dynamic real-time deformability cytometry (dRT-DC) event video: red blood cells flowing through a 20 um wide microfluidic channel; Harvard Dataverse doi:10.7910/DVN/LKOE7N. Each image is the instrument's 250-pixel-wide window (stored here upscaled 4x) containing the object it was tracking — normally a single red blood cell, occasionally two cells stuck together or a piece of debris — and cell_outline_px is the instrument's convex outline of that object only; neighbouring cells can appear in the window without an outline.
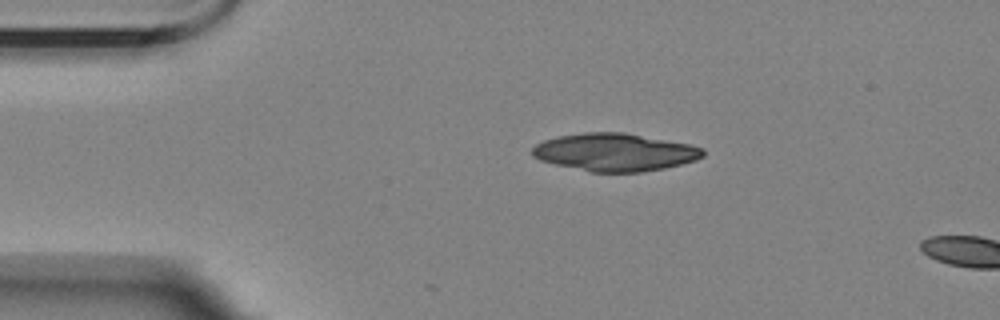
{"species": "Egyptian fruit bat (a non-hibernating species)", "species_latin": "Rousettus aegyptiacus", "temperature_condition": "room temperature", "stored_images_in_passage": 2, "camera_frame_rate_fps": 3000, "um_per_image_px": 0.085, "animal": {"sex": "female"}, "frame": {"image": 1, "passage_image": 1, "time_ms": 0.0, "image_size_px": [1000, 320], "cell_outline_px": [[704, 156], [696, 160], [664, 168], [644, 172], [592, 172], [556, 164], [540, 160], [532, 156], [532, 148], [536, 144], [544, 140], [556, 136], [584, 132], [624, 132], [688, 144], [704, 148]], "centroid_in_image_um": [52.25, 12.93], "position_along_channel_um": 32.7, "area_um2": 37.45}}